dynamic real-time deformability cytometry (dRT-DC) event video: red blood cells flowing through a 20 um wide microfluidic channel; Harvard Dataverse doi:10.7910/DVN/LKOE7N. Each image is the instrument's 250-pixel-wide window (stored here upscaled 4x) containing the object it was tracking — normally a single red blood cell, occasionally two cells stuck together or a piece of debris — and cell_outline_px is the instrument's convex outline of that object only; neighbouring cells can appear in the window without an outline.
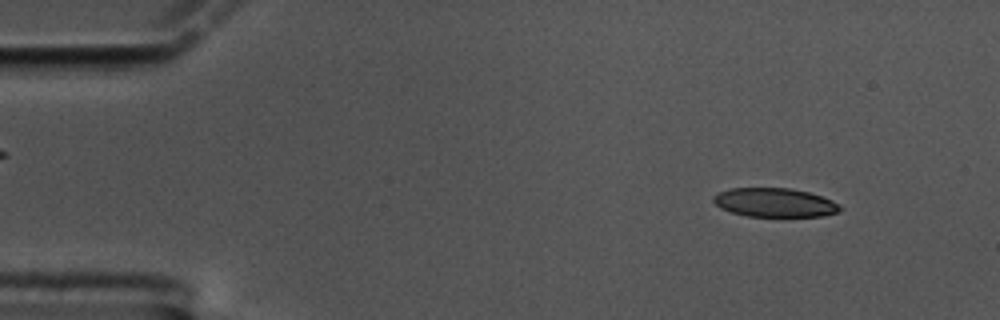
{"species": "common noctule bat (a hibernating species)", "species_latin": "Nyctalus noctula", "temperature_condition": "cold", "stored_images_in_passage": 17, "camera_frame_rate_fps": 3000, "um_per_image_px": 0.085, "animal": {"sex": "male", "body_mass_g": 17.5, "forearm_length_mm": 52.3}, "frame": {"image": 1, "passage_image": 6, "time_ms": 1.667, "image_size_px": [1000, 320], "cell_outline_px": [[836, 208], [832, 212], [812, 216], [756, 216], [736, 212], [720, 204], [716, 200], [724, 192], [740, 188], [780, 188], [804, 192], [828, 200], [836, 204]], "centroid_in_image_um": [65.87, 17.21], "position_along_channel_um": 19.1, "area_um2": 18.96}}